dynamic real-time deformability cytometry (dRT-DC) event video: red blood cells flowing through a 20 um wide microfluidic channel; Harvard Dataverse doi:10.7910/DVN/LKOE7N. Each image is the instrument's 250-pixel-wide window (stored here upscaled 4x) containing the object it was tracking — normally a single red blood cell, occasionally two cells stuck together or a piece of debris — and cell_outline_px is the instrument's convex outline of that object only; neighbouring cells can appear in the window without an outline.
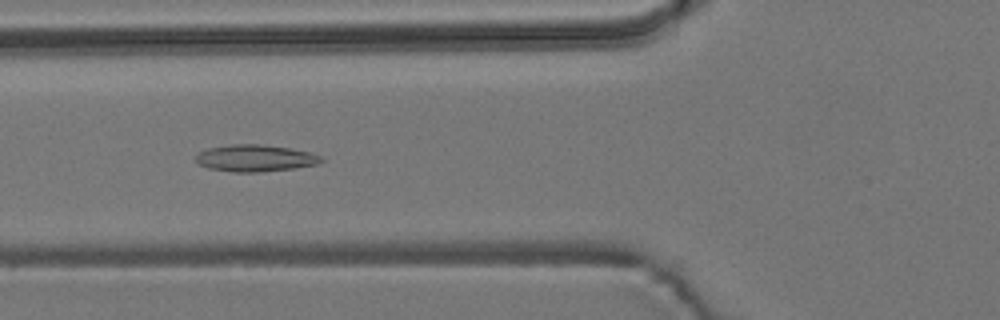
{"species": "common noctule bat (a hibernating species)", "species_latin": "Nyctalus noctula", "temperature_condition": "room temperature", "stored_images_in_passage": 41, "camera_frame_rate_fps": 3000, "um_per_image_px": 0.085, "animal": {"sex": "male", "body_mass_g": 19.2, "forearm_length_mm": 51.8}, "frame": {"image": 1, "passage_image": 5, "time_ms": 1.333, "image_size_px": [1000, 320], "cell_outline_px": [[324, 160], [316, 164], [292, 168], [260, 172], [236, 172], [208, 168], [196, 164], [196, 156], [200, 152], [208, 148], [228, 144], [260, 144], [288, 148], [308, 152], [320, 156]], "centroid_in_image_um": [21.63, 13.44], "position_along_channel_um": 104.2, "area_um2": 19.42}}
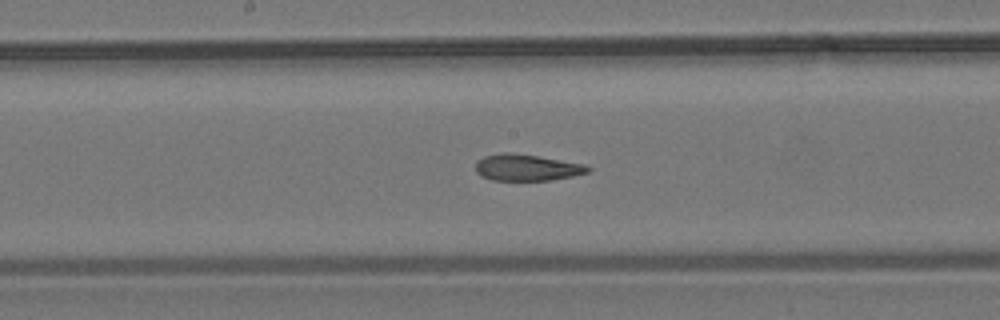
{"frame": {"image": 2, "passage_image": 13, "time_ms": 4.0, "image_size_px": [1000, 320], "cell_outline_px": [[592, 168], [588, 172], [572, 176], [548, 180], [492, 180], [480, 176], [476, 172], [476, 164], [484, 156], [500, 152], [504, 152], [536, 156], [584, 164]], "centroid_in_image_um": [44.75, 14.25], "position_along_channel_um": 203.4, "area_um2": 17.05}}
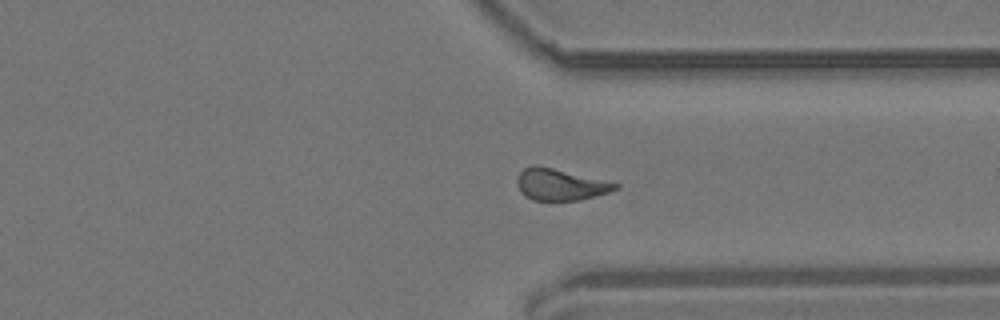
{"frame": {"image": 3, "passage_image": 26, "time_ms": 8.333, "image_size_px": [1000, 320], "cell_outline_px": [[620, 188], [608, 192], [580, 200], [532, 200], [524, 196], [520, 192], [516, 180], [520, 172], [524, 168], [532, 164], [536, 164], [620, 184]], "centroid_in_image_um": [47.58, 15.68], "position_along_channel_um": 363.8, "area_um2": 17.98}, "authors_computed_cell_mechanics": {"area_um2": 18.0336, "velocity_mm_per_s": 3.7034, "shape_relaxation_time_tau1_ms": 10.3528, "shape_relaxation_time_tau2_ms": 2.5133, "deformation_change_tau1": 0.212, "deformation_change_tau2": 0.1128}}